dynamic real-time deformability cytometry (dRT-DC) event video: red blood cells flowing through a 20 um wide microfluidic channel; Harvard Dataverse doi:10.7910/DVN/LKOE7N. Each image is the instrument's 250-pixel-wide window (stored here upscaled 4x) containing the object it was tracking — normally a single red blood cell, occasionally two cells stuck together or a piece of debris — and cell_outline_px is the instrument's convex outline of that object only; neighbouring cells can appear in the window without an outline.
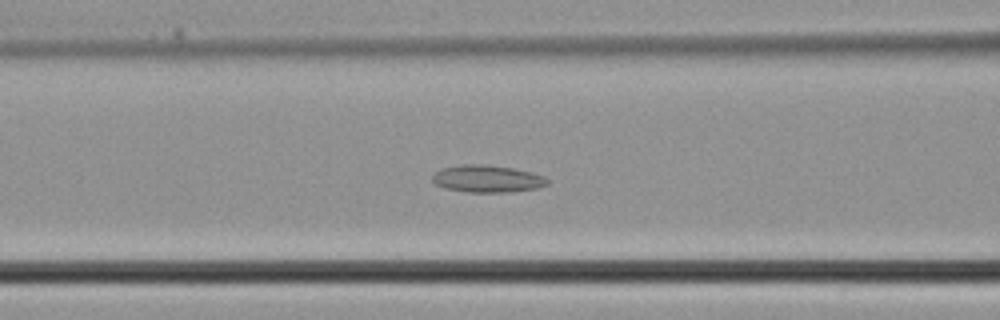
{"species": "common noctule bat (a hibernating species)", "species_latin": "Nyctalus noctula", "temperature_condition": "cold", "stored_images_in_passage": 38, "camera_frame_rate_fps": 3000, "um_per_image_px": 0.085, "animal": {"sex": "male", "body_mass_g": 21.5, "forearm_length_mm": 52.0}, "frame": {"image": 1, "passage_image": 15, "time_ms": 4.667, "image_size_px": [1000, 320], "cell_outline_px": [[548, 184], [536, 188], [508, 192], [468, 192], [444, 188], [436, 184], [432, 180], [432, 176], [436, 172], [444, 168], [464, 164], [484, 164], [512, 168], [532, 172], [544, 176], [548, 180]], "centroid_in_image_um": [41.42, 15.19], "position_along_channel_um": 125.2, "area_um2": 18.09}}
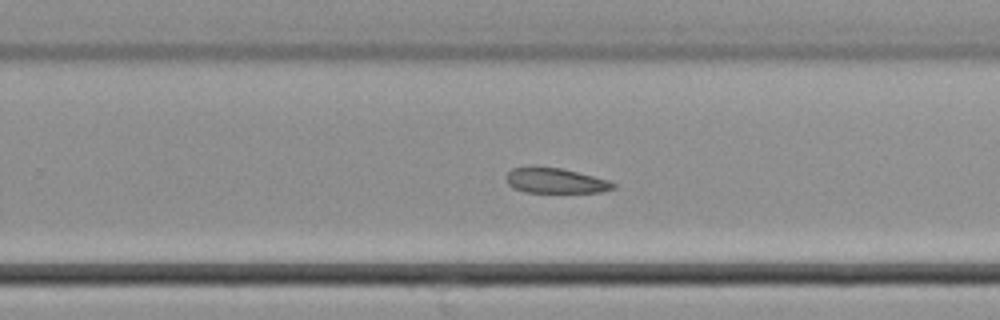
{"frame": {"image": 2, "passage_image": 24, "time_ms": 7.667, "image_size_px": [1000, 320], "cell_outline_px": [[616, 188], [604, 192], [524, 192], [512, 188], [508, 184], [504, 176], [512, 168], [560, 168], [608, 180], [616, 184]], "centroid_in_image_um": [47.21, 15.39], "position_along_channel_um": 282.6, "area_um2": 15.43}}
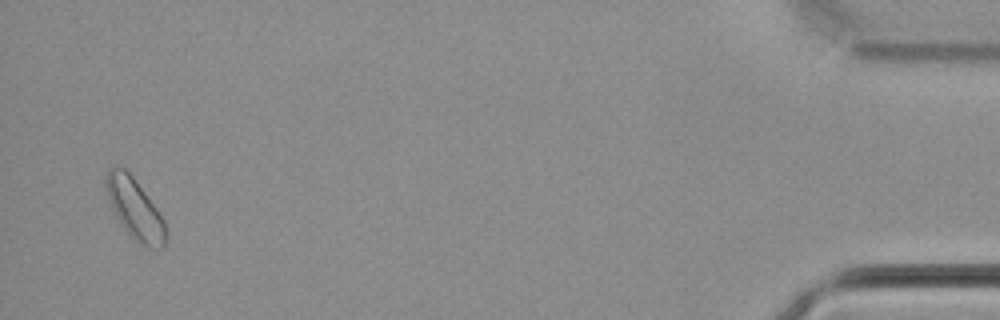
{"frame": {"image": 3, "passage_image": 37, "time_ms": 12.0, "image_size_px": [1000, 320], "cell_outline_px": [[168, 236], [164, 248], [144, 248], [120, 224], [112, 208], [108, 196], [104, 180], [108, 168], [124, 168], [132, 176], [156, 208], [164, 220], [168, 232]], "centroid_in_image_um": [11.49, 17.81], "position_along_channel_um": 423.7, "area_um2": 20.92}}